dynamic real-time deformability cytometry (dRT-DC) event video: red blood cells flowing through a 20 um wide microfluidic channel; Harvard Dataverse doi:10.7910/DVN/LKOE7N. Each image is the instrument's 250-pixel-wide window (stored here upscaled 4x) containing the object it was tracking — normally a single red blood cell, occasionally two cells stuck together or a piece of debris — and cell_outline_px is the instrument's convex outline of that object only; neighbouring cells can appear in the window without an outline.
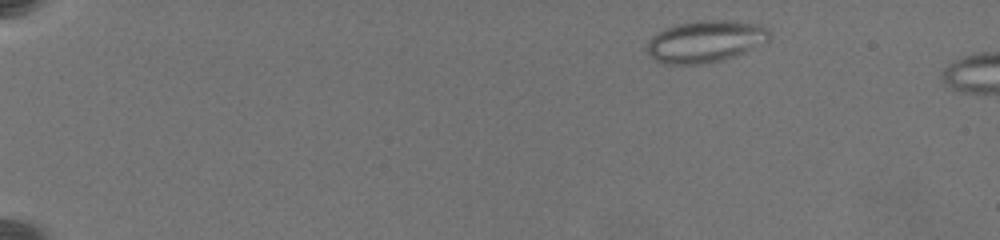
{"species": "common noctule bat (a hibernating species)", "species_latin": "Nyctalus noctula", "temperature_condition": "warm", "stored_images_in_passage": 22, "camera_frame_rate_fps": 3000, "um_per_image_px": 0.085, "animal": {"sex": "female", "body_mass_g": 19.5, "forearm_length_mm": 54.1}, "frame": {"image": 1, "passage_image": 4, "time_ms": 1.333, "image_size_px": [1000, 240], "cell_outline_px": [[772, 32], [768, 44], [724, 60], [704, 64], [668, 64], [656, 60], [648, 52], [648, 40], [656, 32], [664, 28], [676, 24], [700, 20], [728, 20], [760, 24], [768, 28]], "centroid_in_image_um": [60.05, 3.51], "position_along_channel_um": 25.0, "area_um2": 30.46}}
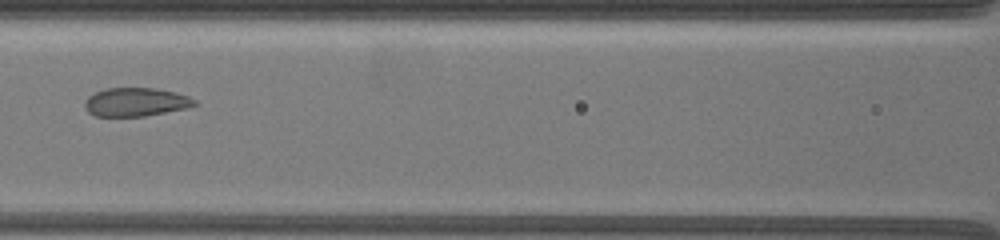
{"frame": {"image": 2, "passage_image": 18, "time_ms": 8.667, "image_size_px": [1000, 240], "cell_outline_px": [[200, 104], [188, 108], [144, 116], [96, 116], [88, 112], [84, 108], [84, 100], [88, 96], [104, 88], [156, 88], [176, 92], [188, 96], [196, 100]], "centroid_in_image_um": [11.56, 8.67], "position_along_channel_um": 155.0, "area_um2": 18.5}}
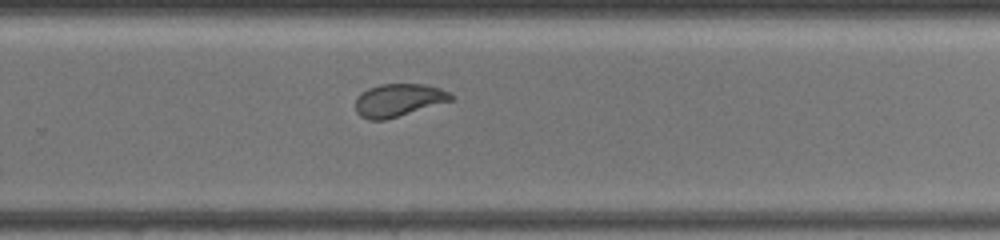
{"frame": {"image": 3, "passage_image": 22, "time_ms": 12.667, "image_size_px": [1000, 240], "cell_outline_px": [[452, 100], [384, 120], [368, 120], [360, 116], [356, 112], [356, 100], [368, 88], [380, 84], [424, 84], [440, 88], [448, 92], [452, 96]], "centroid_in_image_um": [33.85, 8.51], "position_along_channel_um": 296.0, "area_um2": 17.86}}